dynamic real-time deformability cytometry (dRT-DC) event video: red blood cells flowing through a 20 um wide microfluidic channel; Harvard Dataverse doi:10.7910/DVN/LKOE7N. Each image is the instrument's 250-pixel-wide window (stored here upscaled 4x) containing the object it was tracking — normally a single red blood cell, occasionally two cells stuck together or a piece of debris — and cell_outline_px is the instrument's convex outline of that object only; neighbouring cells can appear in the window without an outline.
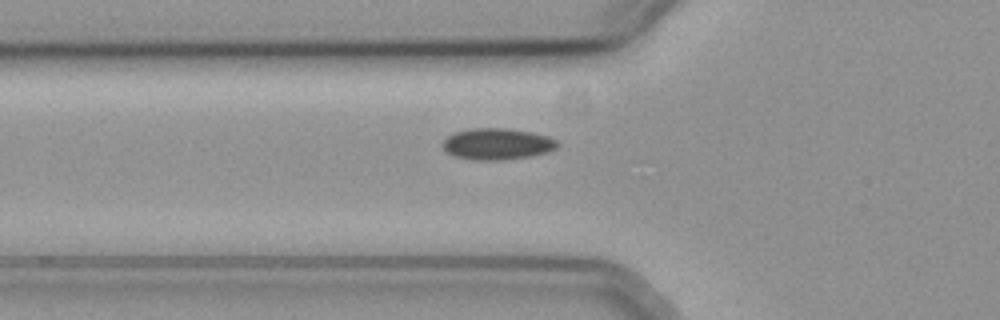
{"species": "common noctule bat (a hibernating species)", "species_latin": "Nyctalus noctula", "temperature_condition": "cold", "stored_images_in_passage": 43, "camera_frame_rate_fps": 3000, "um_per_image_px": 0.085, "animal": {"sex": "female", "body_mass_g": 19.3, "forearm_length_mm": 54.1}, "frame": {"image": 1, "passage_image": 8, "time_ms": 2.333, "image_size_px": [1000, 320], "cell_outline_px": [[560, 144], [556, 148], [548, 152], [528, 156], [504, 160], [472, 160], [456, 156], [448, 152], [444, 148], [444, 140], [448, 136], [456, 132], [472, 128], [504, 128], [532, 132], [548, 136], [556, 140]], "centroid_in_image_um": [42.3, 12.23], "position_along_channel_um": 83.5, "area_um2": 20.81}}
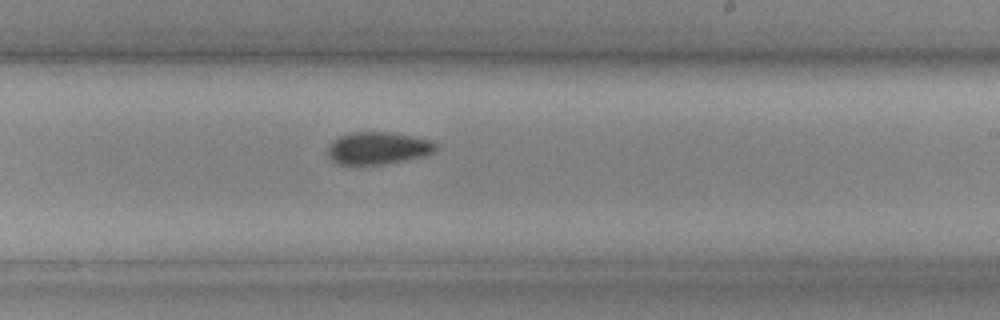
{"frame": {"image": 2, "passage_image": 22, "time_ms": 7.0, "image_size_px": [1000, 320], "cell_outline_px": [[440, 144], [436, 152], [424, 156], [380, 164], [340, 164], [332, 160], [328, 156], [328, 144], [332, 140], [340, 136], [352, 132], [384, 132], [432, 140]], "centroid_in_image_um": [32.15, 12.58], "position_along_channel_um": 256.9, "area_um2": 20.23}}
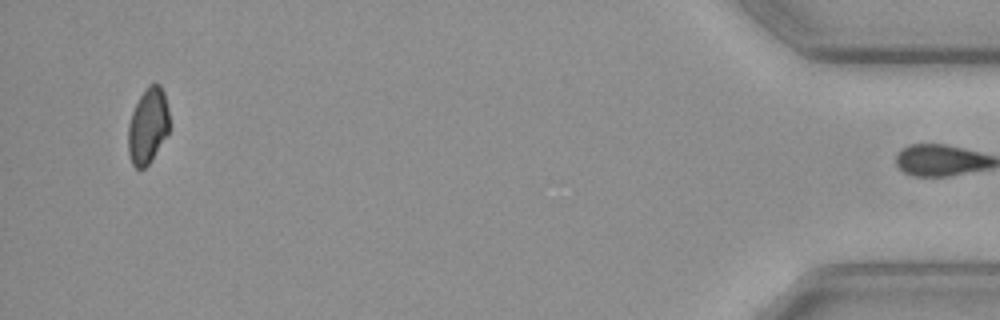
{"frame": {"image": 3, "passage_image": 42, "time_ms": 13.667, "image_size_px": [1000, 320], "cell_outline_px": [[168, 132], [152, 160], [144, 168], [136, 168], [132, 164], [128, 152], [128, 124], [132, 112], [144, 88], [148, 84], [160, 84], [164, 92], [168, 108]], "centroid_in_image_um": [12.56, 10.69], "position_along_channel_um": 422.6, "area_um2": 18.15}}